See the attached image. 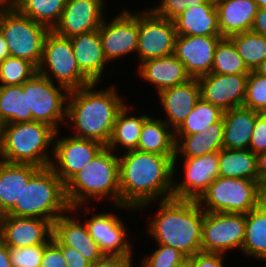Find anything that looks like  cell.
I'll return each instance as SVG.
<instances>
[{"label": "cell", "mask_w": 266, "mask_h": 267, "mask_svg": "<svg viewBox=\"0 0 266 267\" xmlns=\"http://www.w3.org/2000/svg\"><path fill=\"white\" fill-rule=\"evenodd\" d=\"M174 157L139 150L119 154L120 205L138 210L172 198Z\"/></svg>", "instance_id": "cell-1"}, {"label": "cell", "mask_w": 266, "mask_h": 267, "mask_svg": "<svg viewBox=\"0 0 266 267\" xmlns=\"http://www.w3.org/2000/svg\"><path fill=\"white\" fill-rule=\"evenodd\" d=\"M99 85L92 83L69 91L66 126H62L69 128L71 136L94 140L106 147L117 114L127 102L114 83L102 89H99Z\"/></svg>", "instance_id": "cell-2"}, {"label": "cell", "mask_w": 266, "mask_h": 267, "mask_svg": "<svg viewBox=\"0 0 266 267\" xmlns=\"http://www.w3.org/2000/svg\"><path fill=\"white\" fill-rule=\"evenodd\" d=\"M157 203V212L147 221L145 232L155 243L173 247L187 258L202 252L204 210L197 200L169 198L147 203L137 211H146Z\"/></svg>", "instance_id": "cell-3"}, {"label": "cell", "mask_w": 266, "mask_h": 267, "mask_svg": "<svg viewBox=\"0 0 266 267\" xmlns=\"http://www.w3.org/2000/svg\"><path fill=\"white\" fill-rule=\"evenodd\" d=\"M65 194L71 209L106 200L119 206V154L104 147L65 184Z\"/></svg>", "instance_id": "cell-4"}, {"label": "cell", "mask_w": 266, "mask_h": 267, "mask_svg": "<svg viewBox=\"0 0 266 267\" xmlns=\"http://www.w3.org/2000/svg\"><path fill=\"white\" fill-rule=\"evenodd\" d=\"M56 130L48 124L30 121L0 126V159L9 163L50 166Z\"/></svg>", "instance_id": "cell-5"}, {"label": "cell", "mask_w": 266, "mask_h": 267, "mask_svg": "<svg viewBox=\"0 0 266 267\" xmlns=\"http://www.w3.org/2000/svg\"><path fill=\"white\" fill-rule=\"evenodd\" d=\"M65 184L50 166L40 168L24 186L19 203L5 214L54 222L70 210Z\"/></svg>", "instance_id": "cell-6"}, {"label": "cell", "mask_w": 266, "mask_h": 267, "mask_svg": "<svg viewBox=\"0 0 266 267\" xmlns=\"http://www.w3.org/2000/svg\"><path fill=\"white\" fill-rule=\"evenodd\" d=\"M260 181L218 176L197 200L205 212L247 214L264 201Z\"/></svg>", "instance_id": "cell-7"}, {"label": "cell", "mask_w": 266, "mask_h": 267, "mask_svg": "<svg viewBox=\"0 0 266 267\" xmlns=\"http://www.w3.org/2000/svg\"><path fill=\"white\" fill-rule=\"evenodd\" d=\"M49 31L46 26L23 16L8 1L0 7V32L8 44L10 56L26 59L38 67Z\"/></svg>", "instance_id": "cell-8"}, {"label": "cell", "mask_w": 266, "mask_h": 267, "mask_svg": "<svg viewBox=\"0 0 266 267\" xmlns=\"http://www.w3.org/2000/svg\"><path fill=\"white\" fill-rule=\"evenodd\" d=\"M37 73L69 91L92 84L77 65L70 38L62 37L53 30L46 35Z\"/></svg>", "instance_id": "cell-9"}, {"label": "cell", "mask_w": 266, "mask_h": 267, "mask_svg": "<svg viewBox=\"0 0 266 267\" xmlns=\"http://www.w3.org/2000/svg\"><path fill=\"white\" fill-rule=\"evenodd\" d=\"M23 92H27L32 121L48 124L59 131L61 124L66 123L69 90L36 73L23 84Z\"/></svg>", "instance_id": "cell-10"}, {"label": "cell", "mask_w": 266, "mask_h": 267, "mask_svg": "<svg viewBox=\"0 0 266 267\" xmlns=\"http://www.w3.org/2000/svg\"><path fill=\"white\" fill-rule=\"evenodd\" d=\"M113 209L108 211H100L98 213H90L91 211H95L94 204L91 208L90 206H82V209L85 210V214L92 215L89 218L85 215L81 214L80 218L83 217L85 220V224L88 228L90 236L99 244L101 251L105 255H124V256H134L135 250L133 249L135 246L132 245V241L129 240V228H127L125 221L118 216V214H114L112 211L117 210H128L130 212H138L136 209H132L127 206L122 205H113ZM119 209V210H118ZM134 251V252H133Z\"/></svg>", "instance_id": "cell-11"}, {"label": "cell", "mask_w": 266, "mask_h": 267, "mask_svg": "<svg viewBox=\"0 0 266 267\" xmlns=\"http://www.w3.org/2000/svg\"><path fill=\"white\" fill-rule=\"evenodd\" d=\"M244 239L245 214L204 211L202 252L225 255L237 249L241 252Z\"/></svg>", "instance_id": "cell-12"}, {"label": "cell", "mask_w": 266, "mask_h": 267, "mask_svg": "<svg viewBox=\"0 0 266 267\" xmlns=\"http://www.w3.org/2000/svg\"><path fill=\"white\" fill-rule=\"evenodd\" d=\"M138 33V65L174 54L177 34L173 20L158 16L151 8H143L138 11Z\"/></svg>", "instance_id": "cell-13"}, {"label": "cell", "mask_w": 266, "mask_h": 267, "mask_svg": "<svg viewBox=\"0 0 266 267\" xmlns=\"http://www.w3.org/2000/svg\"><path fill=\"white\" fill-rule=\"evenodd\" d=\"M179 160L183 171L178 168L176 172ZM176 173L183 174L181 181L175 180ZM218 176V151L197 157H174L172 198L198 200Z\"/></svg>", "instance_id": "cell-14"}, {"label": "cell", "mask_w": 266, "mask_h": 267, "mask_svg": "<svg viewBox=\"0 0 266 267\" xmlns=\"http://www.w3.org/2000/svg\"><path fill=\"white\" fill-rule=\"evenodd\" d=\"M134 11L122 8L112 18L105 17L98 29L103 52L109 64L136 53L139 36L138 11Z\"/></svg>", "instance_id": "cell-15"}, {"label": "cell", "mask_w": 266, "mask_h": 267, "mask_svg": "<svg viewBox=\"0 0 266 267\" xmlns=\"http://www.w3.org/2000/svg\"><path fill=\"white\" fill-rule=\"evenodd\" d=\"M54 137L53 157L50 164L56 175L66 184L92 160L105 146L101 143L68 135ZM62 136V137H61Z\"/></svg>", "instance_id": "cell-16"}, {"label": "cell", "mask_w": 266, "mask_h": 267, "mask_svg": "<svg viewBox=\"0 0 266 267\" xmlns=\"http://www.w3.org/2000/svg\"><path fill=\"white\" fill-rule=\"evenodd\" d=\"M106 1L66 0L61 18L53 31L62 37L71 38L98 30L107 15Z\"/></svg>", "instance_id": "cell-17"}, {"label": "cell", "mask_w": 266, "mask_h": 267, "mask_svg": "<svg viewBox=\"0 0 266 267\" xmlns=\"http://www.w3.org/2000/svg\"><path fill=\"white\" fill-rule=\"evenodd\" d=\"M249 74L210 73L198 79L200 98L222 111L243 107Z\"/></svg>", "instance_id": "cell-18"}, {"label": "cell", "mask_w": 266, "mask_h": 267, "mask_svg": "<svg viewBox=\"0 0 266 267\" xmlns=\"http://www.w3.org/2000/svg\"><path fill=\"white\" fill-rule=\"evenodd\" d=\"M52 235L51 220L13 215H3L0 219V239L8 247L24 248L48 244Z\"/></svg>", "instance_id": "cell-19"}, {"label": "cell", "mask_w": 266, "mask_h": 267, "mask_svg": "<svg viewBox=\"0 0 266 267\" xmlns=\"http://www.w3.org/2000/svg\"><path fill=\"white\" fill-rule=\"evenodd\" d=\"M81 212H84L82 206H76L59 216L53 222V235L63 245L78 250L88 261L94 263L105 254L90 236L85 222L79 218Z\"/></svg>", "instance_id": "cell-20"}, {"label": "cell", "mask_w": 266, "mask_h": 267, "mask_svg": "<svg viewBox=\"0 0 266 267\" xmlns=\"http://www.w3.org/2000/svg\"><path fill=\"white\" fill-rule=\"evenodd\" d=\"M221 38L176 36L174 55L185 65L186 72L191 78H199L212 72L214 51Z\"/></svg>", "instance_id": "cell-21"}, {"label": "cell", "mask_w": 266, "mask_h": 267, "mask_svg": "<svg viewBox=\"0 0 266 267\" xmlns=\"http://www.w3.org/2000/svg\"><path fill=\"white\" fill-rule=\"evenodd\" d=\"M159 102L165 117L162 118L175 130L194 109L200 99V87L197 78H192L181 85L164 89L158 93ZM165 119V120H164Z\"/></svg>", "instance_id": "cell-22"}, {"label": "cell", "mask_w": 266, "mask_h": 267, "mask_svg": "<svg viewBox=\"0 0 266 267\" xmlns=\"http://www.w3.org/2000/svg\"><path fill=\"white\" fill-rule=\"evenodd\" d=\"M136 69L135 74L143 81L148 82L151 87H155L156 94L192 79L186 72L185 65L174 54L146 60L140 63Z\"/></svg>", "instance_id": "cell-23"}, {"label": "cell", "mask_w": 266, "mask_h": 267, "mask_svg": "<svg viewBox=\"0 0 266 267\" xmlns=\"http://www.w3.org/2000/svg\"><path fill=\"white\" fill-rule=\"evenodd\" d=\"M81 72L92 82L102 83L104 72L111 64L105 58L99 31H91L70 38Z\"/></svg>", "instance_id": "cell-24"}, {"label": "cell", "mask_w": 266, "mask_h": 267, "mask_svg": "<svg viewBox=\"0 0 266 267\" xmlns=\"http://www.w3.org/2000/svg\"><path fill=\"white\" fill-rule=\"evenodd\" d=\"M173 22L177 35L221 37L215 0L188 7Z\"/></svg>", "instance_id": "cell-25"}, {"label": "cell", "mask_w": 266, "mask_h": 267, "mask_svg": "<svg viewBox=\"0 0 266 267\" xmlns=\"http://www.w3.org/2000/svg\"><path fill=\"white\" fill-rule=\"evenodd\" d=\"M221 37L250 31L258 10L254 0H215Z\"/></svg>", "instance_id": "cell-26"}, {"label": "cell", "mask_w": 266, "mask_h": 267, "mask_svg": "<svg viewBox=\"0 0 266 267\" xmlns=\"http://www.w3.org/2000/svg\"><path fill=\"white\" fill-rule=\"evenodd\" d=\"M40 168L30 164L9 163L0 159V213L5 215L15 203L31 177Z\"/></svg>", "instance_id": "cell-27"}, {"label": "cell", "mask_w": 266, "mask_h": 267, "mask_svg": "<svg viewBox=\"0 0 266 267\" xmlns=\"http://www.w3.org/2000/svg\"><path fill=\"white\" fill-rule=\"evenodd\" d=\"M259 114L245 107L223 111V148L249 149L255 120Z\"/></svg>", "instance_id": "cell-28"}, {"label": "cell", "mask_w": 266, "mask_h": 267, "mask_svg": "<svg viewBox=\"0 0 266 267\" xmlns=\"http://www.w3.org/2000/svg\"><path fill=\"white\" fill-rule=\"evenodd\" d=\"M129 106L130 105L126 103L118 112L110 141L106 146L108 149L113 150L116 154H120L121 151V153H124L137 149L142 126L144 121L150 116L147 112L140 114L136 113L135 108H131V106ZM134 112L136 114H134Z\"/></svg>", "instance_id": "cell-29"}, {"label": "cell", "mask_w": 266, "mask_h": 267, "mask_svg": "<svg viewBox=\"0 0 266 267\" xmlns=\"http://www.w3.org/2000/svg\"><path fill=\"white\" fill-rule=\"evenodd\" d=\"M175 157H197L223 148V119L211 124L207 131L192 135H175Z\"/></svg>", "instance_id": "cell-30"}, {"label": "cell", "mask_w": 266, "mask_h": 267, "mask_svg": "<svg viewBox=\"0 0 266 267\" xmlns=\"http://www.w3.org/2000/svg\"><path fill=\"white\" fill-rule=\"evenodd\" d=\"M174 130L160 117L149 116L141 129L136 150L164 156H175Z\"/></svg>", "instance_id": "cell-31"}, {"label": "cell", "mask_w": 266, "mask_h": 267, "mask_svg": "<svg viewBox=\"0 0 266 267\" xmlns=\"http://www.w3.org/2000/svg\"><path fill=\"white\" fill-rule=\"evenodd\" d=\"M241 253L266 262V201L245 214V239Z\"/></svg>", "instance_id": "cell-32"}, {"label": "cell", "mask_w": 266, "mask_h": 267, "mask_svg": "<svg viewBox=\"0 0 266 267\" xmlns=\"http://www.w3.org/2000/svg\"><path fill=\"white\" fill-rule=\"evenodd\" d=\"M220 177L259 181L257 155L250 149H224L218 151Z\"/></svg>", "instance_id": "cell-33"}, {"label": "cell", "mask_w": 266, "mask_h": 267, "mask_svg": "<svg viewBox=\"0 0 266 267\" xmlns=\"http://www.w3.org/2000/svg\"><path fill=\"white\" fill-rule=\"evenodd\" d=\"M23 16L53 30L65 8L66 0H9Z\"/></svg>", "instance_id": "cell-34"}, {"label": "cell", "mask_w": 266, "mask_h": 267, "mask_svg": "<svg viewBox=\"0 0 266 267\" xmlns=\"http://www.w3.org/2000/svg\"><path fill=\"white\" fill-rule=\"evenodd\" d=\"M30 121L32 113L28 112L27 92H23V84L0 86V126Z\"/></svg>", "instance_id": "cell-35"}, {"label": "cell", "mask_w": 266, "mask_h": 267, "mask_svg": "<svg viewBox=\"0 0 266 267\" xmlns=\"http://www.w3.org/2000/svg\"><path fill=\"white\" fill-rule=\"evenodd\" d=\"M222 116L223 111L219 107L200 98L191 113L174 130V135H192L207 131L209 126L218 122Z\"/></svg>", "instance_id": "cell-36"}, {"label": "cell", "mask_w": 266, "mask_h": 267, "mask_svg": "<svg viewBox=\"0 0 266 267\" xmlns=\"http://www.w3.org/2000/svg\"><path fill=\"white\" fill-rule=\"evenodd\" d=\"M249 70H255L266 59V37L252 30L229 37Z\"/></svg>", "instance_id": "cell-37"}, {"label": "cell", "mask_w": 266, "mask_h": 267, "mask_svg": "<svg viewBox=\"0 0 266 267\" xmlns=\"http://www.w3.org/2000/svg\"><path fill=\"white\" fill-rule=\"evenodd\" d=\"M211 73L220 75L250 73L229 37H222L217 43Z\"/></svg>", "instance_id": "cell-38"}, {"label": "cell", "mask_w": 266, "mask_h": 267, "mask_svg": "<svg viewBox=\"0 0 266 267\" xmlns=\"http://www.w3.org/2000/svg\"><path fill=\"white\" fill-rule=\"evenodd\" d=\"M37 73L30 61L9 56L0 63V86L22 85Z\"/></svg>", "instance_id": "cell-39"}, {"label": "cell", "mask_w": 266, "mask_h": 267, "mask_svg": "<svg viewBox=\"0 0 266 267\" xmlns=\"http://www.w3.org/2000/svg\"><path fill=\"white\" fill-rule=\"evenodd\" d=\"M243 107L266 113V77L250 70Z\"/></svg>", "instance_id": "cell-40"}, {"label": "cell", "mask_w": 266, "mask_h": 267, "mask_svg": "<svg viewBox=\"0 0 266 267\" xmlns=\"http://www.w3.org/2000/svg\"><path fill=\"white\" fill-rule=\"evenodd\" d=\"M154 252L147 254L140 262L145 267H183L187 257L173 247L155 244Z\"/></svg>", "instance_id": "cell-41"}, {"label": "cell", "mask_w": 266, "mask_h": 267, "mask_svg": "<svg viewBox=\"0 0 266 267\" xmlns=\"http://www.w3.org/2000/svg\"><path fill=\"white\" fill-rule=\"evenodd\" d=\"M46 245L39 244L24 248L8 247L12 267H40Z\"/></svg>", "instance_id": "cell-42"}, {"label": "cell", "mask_w": 266, "mask_h": 267, "mask_svg": "<svg viewBox=\"0 0 266 267\" xmlns=\"http://www.w3.org/2000/svg\"><path fill=\"white\" fill-rule=\"evenodd\" d=\"M160 1V0H159ZM207 0H161L159 5L151 9L160 17L173 20L188 7H197Z\"/></svg>", "instance_id": "cell-43"}, {"label": "cell", "mask_w": 266, "mask_h": 267, "mask_svg": "<svg viewBox=\"0 0 266 267\" xmlns=\"http://www.w3.org/2000/svg\"><path fill=\"white\" fill-rule=\"evenodd\" d=\"M249 149L256 155L266 151V113H260L256 117Z\"/></svg>", "instance_id": "cell-44"}, {"label": "cell", "mask_w": 266, "mask_h": 267, "mask_svg": "<svg viewBox=\"0 0 266 267\" xmlns=\"http://www.w3.org/2000/svg\"><path fill=\"white\" fill-rule=\"evenodd\" d=\"M221 253L200 252L187 258L185 267H226V255Z\"/></svg>", "instance_id": "cell-45"}, {"label": "cell", "mask_w": 266, "mask_h": 267, "mask_svg": "<svg viewBox=\"0 0 266 267\" xmlns=\"http://www.w3.org/2000/svg\"><path fill=\"white\" fill-rule=\"evenodd\" d=\"M51 240L61 249L64 259L67 262L66 267H89L88 261L78 250L63 245L54 235Z\"/></svg>", "instance_id": "cell-46"}, {"label": "cell", "mask_w": 266, "mask_h": 267, "mask_svg": "<svg viewBox=\"0 0 266 267\" xmlns=\"http://www.w3.org/2000/svg\"><path fill=\"white\" fill-rule=\"evenodd\" d=\"M61 249L51 240L44 248L40 267H66Z\"/></svg>", "instance_id": "cell-47"}, {"label": "cell", "mask_w": 266, "mask_h": 267, "mask_svg": "<svg viewBox=\"0 0 266 267\" xmlns=\"http://www.w3.org/2000/svg\"><path fill=\"white\" fill-rule=\"evenodd\" d=\"M134 256L104 255L98 261L91 263L89 267H130Z\"/></svg>", "instance_id": "cell-48"}, {"label": "cell", "mask_w": 266, "mask_h": 267, "mask_svg": "<svg viewBox=\"0 0 266 267\" xmlns=\"http://www.w3.org/2000/svg\"><path fill=\"white\" fill-rule=\"evenodd\" d=\"M251 30L266 37V8H258Z\"/></svg>", "instance_id": "cell-49"}, {"label": "cell", "mask_w": 266, "mask_h": 267, "mask_svg": "<svg viewBox=\"0 0 266 267\" xmlns=\"http://www.w3.org/2000/svg\"><path fill=\"white\" fill-rule=\"evenodd\" d=\"M257 170L259 181L266 186V151L257 154Z\"/></svg>", "instance_id": "cell-50"}, {"label": "cell", "mask_w": 266, "mask_h": 267, "mask_svg": "<svg viewBox=\"0 0 266 267\" xmlns=\"http://www.w3.org/2000/svg\"><path fill=\"white\" fill-rule=\"evenodd\" d=\"M0 267H12L8 246L0 239Z\"/></svg>", "instance_id": "cell-51"}, {"label": "cell", "mask_w": 266, "mask_h": 267, "mask_svg": "<svg viewBox=\"0 0 266 267\" xmlns=\"http://www.w3.org/2000/svg\"><path fill=\"white\" fill-rule=\"evenodd\" d=\"M10 56L8 44L6 43V40L3 36V34L0 32V63L4 61L6 58Z\"/></svg>", "instance_id": "cell-52"}, {"label": "cell", "mask_w": 266, "mask_h": 267, "mask_svg": "<svg viewBox=\"0 0 266 267\" xmlns=\"http://www.w3.org/2000/svg\"><path fill=\"white\" fill-rule=\"evenodd\" d=\"M254 71L266 77V59Z\"/></svg>", "instance_id": "cell-53"}, {"label": "cell", "mask_w": 266, "mask_h": 267, "mask_svg": "<svg viewBox=\"0 0 266 267\" xmlns=\"http://www.w3.org/2000/svg\"><path fill=\"white\" fill-rule=\"evenodd\" d=\"M258 8H266V0H254Z\"/></svg>", "instance_id": "cell-54"}, {"label": "cell", "mask_w": 266, "mask_h": 267, "mask_svg": "<svg viewBox=\"0 0 266 267\" xmlns=\"http://www.w3.org/2000/svg\"><path fill=\"white\" fill-rule=\"evenodd\" d=\"M135 263H132L130 267H135L134 266ZM140 265V266H139ZM139 265L137 267H145L141 262L139 263Z\"/></svg>", "instance_id": "cell-55"}, {"label": "cell", "mask_w": 266, "mask_h": 267, "mask_svg": "<svg viewBox=\"0 0 266 267\" xmlns=\"http://www.w3.org/2000/svg\"><path fill=\"white\" fill-rule=\"evenodd\" d=\"M264 200L266 201V186L264 187Z\"/></svg>", "instance_id": "cell-56"}, {"label": "cell", "mask_w": 266, "mask_h": 267, "mask_svg": "<svg viewBox=\"0 0 266 267\" xmlns=\"http://www.w3.org/2000/svg\"><path fill=\"white\" fill-rule=\"evenodd\" d=\"M6 2V0H0V7Z\"/></svg>", "instance_id": "cell-57"}]
</instances>
